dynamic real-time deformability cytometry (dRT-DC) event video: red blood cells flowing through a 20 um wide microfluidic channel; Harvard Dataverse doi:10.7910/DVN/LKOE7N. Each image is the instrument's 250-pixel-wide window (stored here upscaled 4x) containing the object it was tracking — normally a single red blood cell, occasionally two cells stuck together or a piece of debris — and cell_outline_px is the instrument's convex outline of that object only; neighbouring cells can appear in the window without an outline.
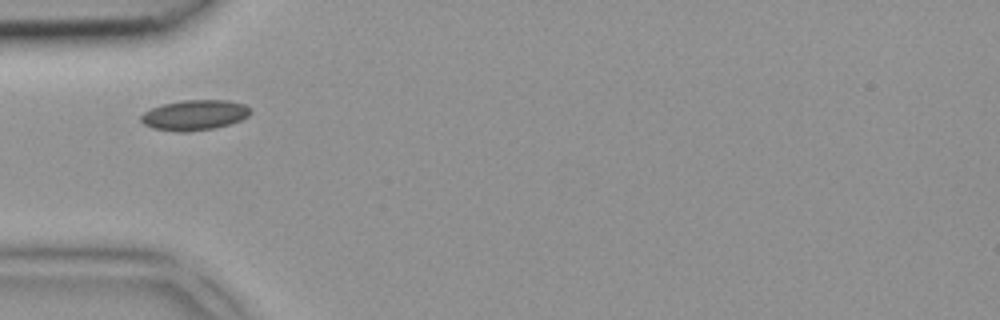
{"species": "common noctule bat (a hibernating species)", "species_latin": "Nyctalus noctula", "temperature_condition": "room temperature", "stored_images_in_passage": 2, "camera_frame_rate_fps": 3000, "um_per_image_px": 0.085, "animal": {"sex": "female", "body_mass_g": 18.4}, "frame": {"image": 1, "passage_image": 1, "time_ms": 0.0, "image_size_px": [1000, 320], "cell_outline_px": [[252, 112], [248, 116], [240, 120], [228, 124], [212, 128], [188, 132], [180, 132], [152, 128], [144, 124], [140, 120], [140, 116], [144, 112], [152, 108], [164, 104], [184, 100], [228, 100], [244, 104], [252, 108]], "centroid_in_image_um": [16.55, 9.78], "position_along_channel_um": 68.4, "area_um2": 19.25}}